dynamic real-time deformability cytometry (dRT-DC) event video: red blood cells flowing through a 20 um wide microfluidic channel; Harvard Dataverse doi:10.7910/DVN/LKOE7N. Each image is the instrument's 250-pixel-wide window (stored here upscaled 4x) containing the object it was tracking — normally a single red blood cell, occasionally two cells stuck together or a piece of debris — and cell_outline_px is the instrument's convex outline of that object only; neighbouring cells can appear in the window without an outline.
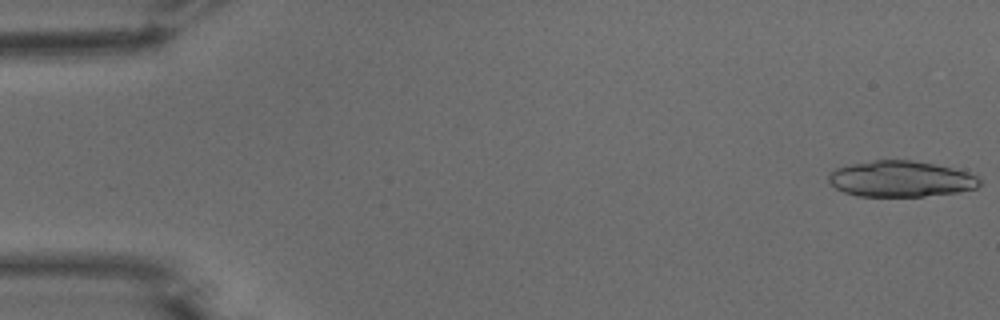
{"species": "common noctule bat (a hibernating species)", "species_latin": "Nyctalus noctula", "temperature_condition": "warm", "stored_images_in_passage": 20, "camera_frame_rate_fps": 3000, "um_per_image_px": 0.085, "animal": {"sex": "male", "body_mass_g": 15.6}, "frame": {"image": 1, "passage_image": 1, "time_ms": 0.0, "image_size_px": [1000, 320], "cell_outline_px": [[984, 180], [976, 188], [956, 192], [924, 196], [856, 196], [844, 192], [836, 188], [828, 180], [828, 176], [836, 168], [852, 164], [872, 160], [912, 160], [936, 164], [968, 172]], "centroid_in_image_um": [76.59, 15.2], "position_along_channel_um": 8.4, "area_um2": 31.62}}